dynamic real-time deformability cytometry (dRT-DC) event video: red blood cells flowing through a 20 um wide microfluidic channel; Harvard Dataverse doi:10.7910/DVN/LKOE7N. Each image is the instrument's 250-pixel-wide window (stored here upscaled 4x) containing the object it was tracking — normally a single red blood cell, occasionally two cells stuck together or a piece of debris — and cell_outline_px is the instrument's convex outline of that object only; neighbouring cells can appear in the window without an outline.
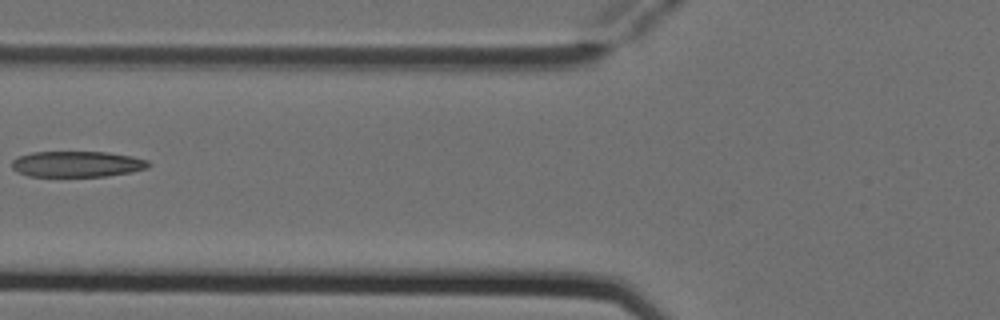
{"species": "Egyptian fruit bat (a non-hibernating species)", "species_latin": "Rousettus aegyptiacus", "temperature_condition": "cold", "stored_images_in_passage": 7, "camera_frame_rate_fps": 3000, "um_per_image_px": 0.085, "animal": {"sex": "female"}, "frame": {"image": 1, "passage_image": 6, "time_ms": 1.667, "image_size_px": [1000, 320], "cell_outline_px": [[152, 164], [148, 168], [132, 172], [108, 176], [28, 176], [12, 168], [12, 160], [20, 156], [32, 152], [108, 152], [132, 156], [148, 160]], "centroid_in_image_um": [6.61, 13.94], "position_along_channel_um": 119.2, "area_um2": 20.63}}
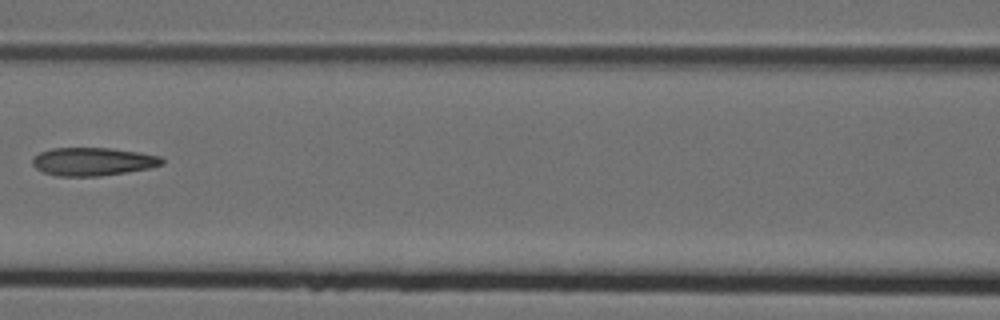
{"frame": {"image": 2, "passage_image": 7, "time_ms": 2.0, "image_size_px": [1000, 320], "cell_outline_px": [[164, 164], [152, 168], [100, 176], [56, 176], [44, 172], [36, 168], [32, 164], [32, 160], [40, 152], [52, 148], [112, 148], [140, 152], [160, 156], [164, 160]], "centroid_in_image_um": [7.93, 13.73], "position_along_channel_um": 158.7, "area_um2": 21.33}}